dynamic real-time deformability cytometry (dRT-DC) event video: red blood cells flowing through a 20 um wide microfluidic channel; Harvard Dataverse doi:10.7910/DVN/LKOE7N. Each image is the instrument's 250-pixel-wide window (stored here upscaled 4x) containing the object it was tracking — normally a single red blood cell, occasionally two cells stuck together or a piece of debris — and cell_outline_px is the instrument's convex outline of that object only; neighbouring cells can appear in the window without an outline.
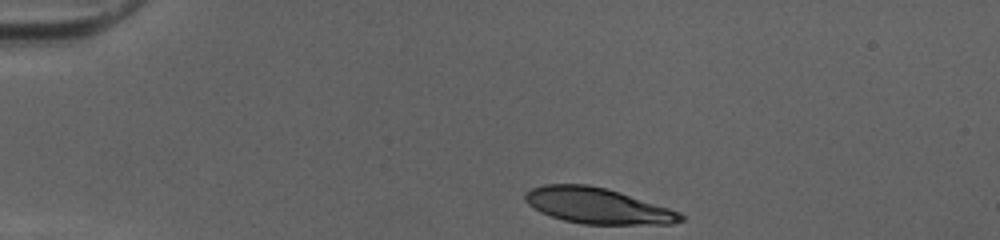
{"species": "human", "species_latin": "Homo sapiens", "temperature_condition": "cold", "stored_images_in_passage": 33, "camera_frame_rate_fps": 3000, "um_per_image_px": 0.085, "donor": {"sex": "female"}, "frame": {"image": 1, "passage_image": 1, "time_ms": 0.0, "image_size_px": [1000, 240], "cell_outline_px": [[684, 220], [672, 224], [584, 224], [564, 220], [540, 212], [528, 204], [524, 200], [524, 192], [532, 188], [544, 184], [588, 184], [620, 192], [680, 212], [684, 216]], "centroid_in_image_um": [50.77, 17.49], "position_along_channel_um": 34.2, "area_um2": 32.25}}
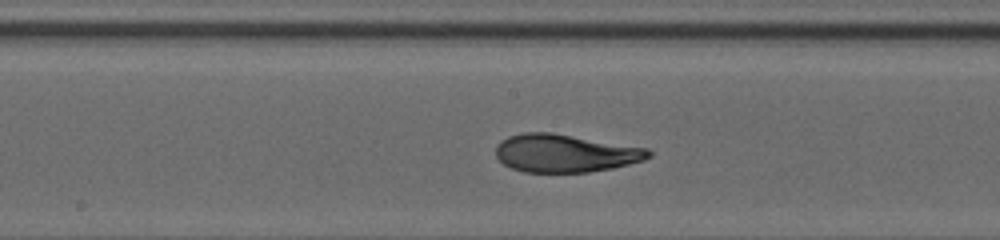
{"frame": {"image": 2, "passage_image": 18, "time_ms": 5.667, "image_size_px": [1000, 240], "cell_outline_px": [[652, 156], [644, 160], [612, 168], [588, 172], [524, 172], [512, 168], [504, 164], [496, 156], [496, 144], [500, 140], [508, 136], [524, 132], [552, 132], [648, 148], [652, 152]], "centroid_in_image_um": [48.03, 13.01], "position_along_channel_um": 200.2, "area_um2": 33.93}}
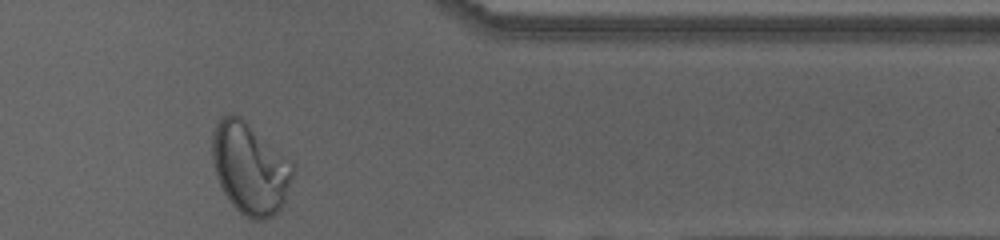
{"frame": {"image": 3, "passage_image": 33, "time_ms": 10.667, "image_size_px": [1000, 240], "cell_outline_px": [[296, 168], [284, 200], [280, 208], [272, 216], [260, 220], [252, 220], [244, 216], [228, 200], [216, 176], [212, 160], [212, 132], [220, 116], [228, 112], [232, 112], [240, 116], [292, 160], [296, 164]], "centroid_in_image_um": [21.25, 14.26], "position_along_channel_um": 390.2, "area_um2": 43.41}, "authors_computed_cell_mechanics": {"area_um2": 33.4662, "velocity_mm_per_s": 4.0396, "shape_relaxation_time_tau1_ms": 7.9007, "shape_relaxation_time_tau2_ms": 1.1798, "deformation_change_tau1": 0.2842, "deformation_change_tau2": 0.0601}}